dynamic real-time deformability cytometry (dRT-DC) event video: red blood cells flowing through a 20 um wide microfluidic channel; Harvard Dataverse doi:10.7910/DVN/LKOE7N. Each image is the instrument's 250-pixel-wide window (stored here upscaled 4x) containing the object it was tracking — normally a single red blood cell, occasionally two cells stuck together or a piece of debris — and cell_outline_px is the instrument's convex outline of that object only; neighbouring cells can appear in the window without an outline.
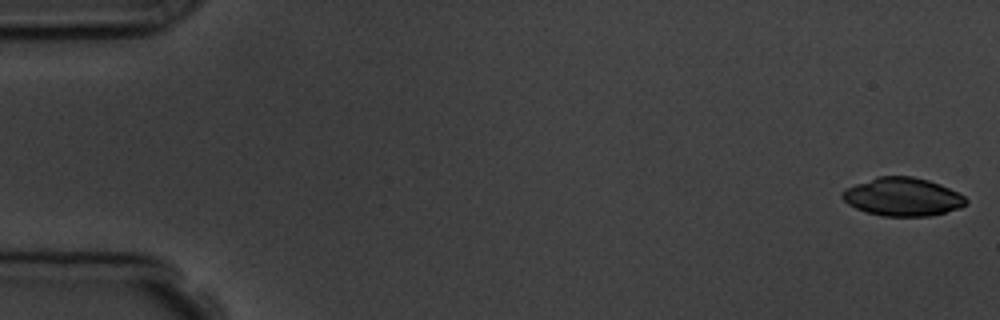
{"species": "common noctule bat (a hibernating species)", "species_latin": "Nyctalus noctula", "temperature_condition": "room temperature", "stored_images_in_passage": 5, "segment_of_instrument_passage": [1, 2], "camera_frame_rate_fps": 3000, "um_per_image_px": 0.085, "animal": {"sex": "male", "body_mass_g": 19.5, "forearm_length_mm": 54.6}, "frame": {"image": 1, "passage_image": 1, "time_ms": 0.0, "image_size_px": [1000, 320], "cell_outline_px": [[968, 204], [960, 208], [928, 216], [884, 216], [868, 212], [856, 208], [848, 204], [840, 196], [840, 192], [844, 188], [876, 176], [912, 176], [928, 180], [940, 184], [964, 196], [968, 200]], "centroid_in_image_um": [76.69, 16.72], "position_along_channel_um": 8.3, "area_um2": 27.63}}